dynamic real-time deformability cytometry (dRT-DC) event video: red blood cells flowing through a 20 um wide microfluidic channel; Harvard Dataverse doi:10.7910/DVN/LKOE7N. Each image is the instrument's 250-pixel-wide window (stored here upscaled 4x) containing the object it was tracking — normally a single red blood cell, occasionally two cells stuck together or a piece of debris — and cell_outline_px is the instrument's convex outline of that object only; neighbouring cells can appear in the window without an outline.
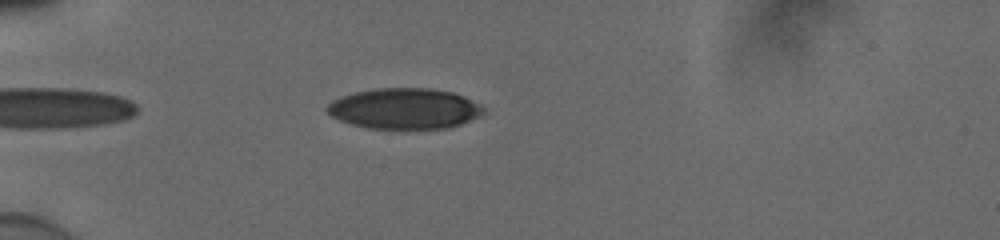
{"species": "human", "species_latin": "Homo sapiens", "temperature_condition": "cold", "stored_images_in_passage": 38, "camera_frame_rate_fps": 3000, "um_per_image_px": 0.085, "donor": {"sex": "male"}, "frame": {"image": 1, "passage_image": 4, "time_ms": 1.0, "image_size_px": [1000, 240], "cell_outline_px": [[484, 112], [480, 116], [460, 124], [448, 128], [364, 128], [340, 120], [332, 116], [324, 108], [332, 100], [340, 96], [356, 92], [376, 88], [432, 88], [452, 92], [480, 104], [484, 108]], "centroid_in_image_um": [34.36, 9.22], "position_along_channel_um": 50.6, "area_um2": 36.99}}
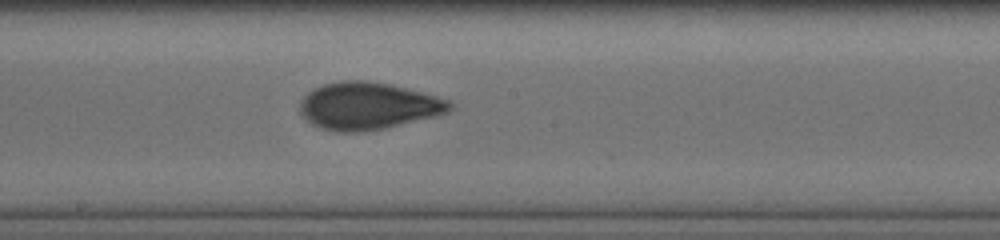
{"frame": {"image": 2, "passage_image": 19, "time_ms": 6.0, "image_size_px": [1000, 240], "cell_outline_px": [[452, 108], [448, 112], [436, 116], [384, 128], [356, 132], [336, 132], [312, 124], [300, 112], [300, 100], [312, 88], [324, 84], [344, 80], [368, 80], [392, 84], [436, 96], [448, 100], [452, 104]], "centroid_in_image_um": [31.28, 8.99], "position_along_channel_um": 216.9, "area_um2": 41.1}}
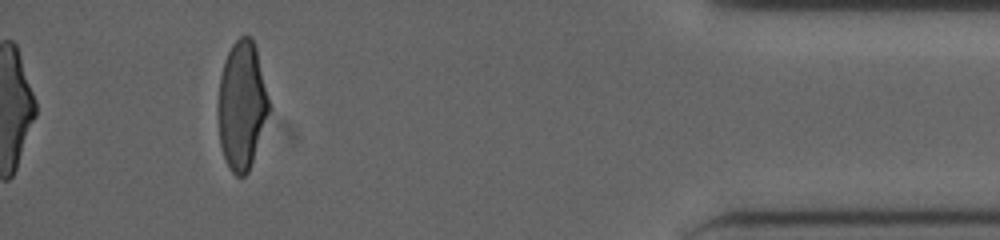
{"frame": {"image": 3, "passage_image": 38, "time_ms": 12.333, "image_size_px": [1000, 240], "cell_outline_px": [[268, 112], [248, 172], [244, 176], [236, 176], [228, 168], [220, 144], [220, 76], [224, 60], [232, 44], [240, 36], [252, 36], [256, 48], [268, 100]], "centroid_in_image_um": [20.55, 8.93], "position_along_channel_um": 414.7, "area_um2": 36.65}, "authors_computed_cell_mechanics": {"area_um2": 39.593, "velocity_mm_per_s": 3.8732, "shape_relaxation_time_tau1_ms": 6.8889, "shape_relaxation_time_tau2_ms": 1.0933, "deformation_change_tau1": 0.2093, "deformation_change_tau2": 0.0696}}